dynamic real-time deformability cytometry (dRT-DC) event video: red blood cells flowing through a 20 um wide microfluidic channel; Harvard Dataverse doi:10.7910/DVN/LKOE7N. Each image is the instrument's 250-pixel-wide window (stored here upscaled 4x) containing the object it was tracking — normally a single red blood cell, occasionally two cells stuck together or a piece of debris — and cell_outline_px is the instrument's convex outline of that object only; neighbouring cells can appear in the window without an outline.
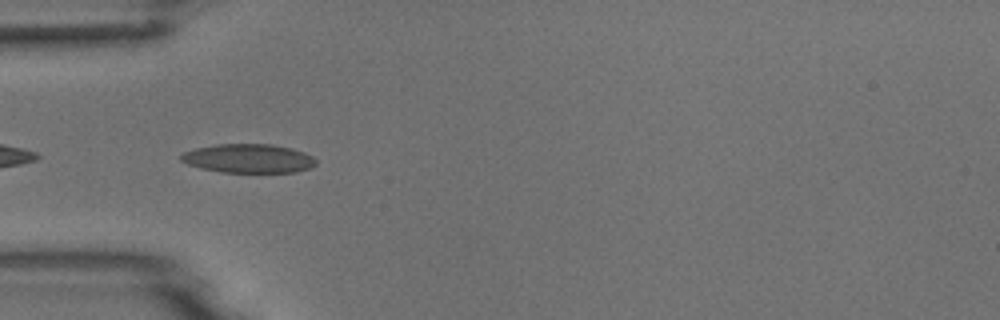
{"species": "common noctule bat (a hibernating species)", "species_latin": "Nyctalus noctula", "temperature_condition": "room temperature", "stored_images_in_passage": 5, "camera_frame_rate_fps": 3000, "um_per_image_px": 0.085, "animal": {"sex": "male", "body_mass_g": 18.8}, "frame": {"image": 1, "passage_image": 3, "time_ms": 2.333, "image_size_px": [1000, 320], "cell_outline_px": [[316, 164], [312, 168], [296, 172], [220, 172], [200, 168], [188, 164], [180, 160], [180, 156], [184, 152], [196, 148], [216, 144], [272, 144], [292, 148], [304, 152], [312, 156], [316, 160]], "centroid_in_image_um": [21.14, 13.47], "position_along_channel_um": 63.9, "area_um2": 22.83}}